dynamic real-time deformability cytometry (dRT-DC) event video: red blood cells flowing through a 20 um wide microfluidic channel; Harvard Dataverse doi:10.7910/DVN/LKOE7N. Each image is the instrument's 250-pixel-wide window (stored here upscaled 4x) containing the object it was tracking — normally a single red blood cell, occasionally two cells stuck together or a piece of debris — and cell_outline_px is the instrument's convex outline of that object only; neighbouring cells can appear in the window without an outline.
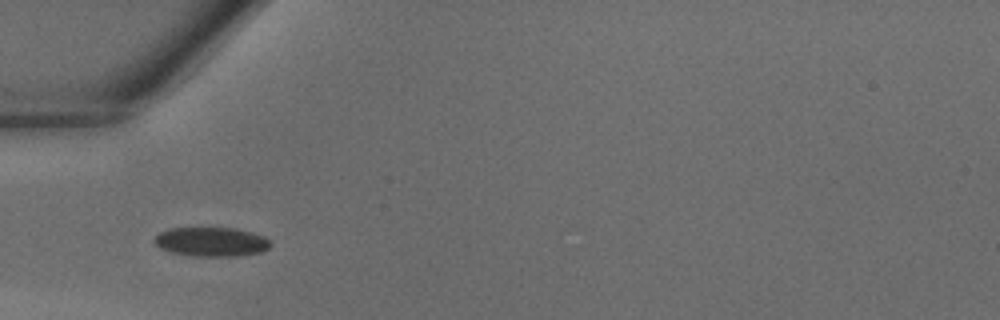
{"species": "common noctule bat (a hibernating species)", "species_latin": "Nyctalus noctula", "temperature_condition": "warm", "stored_images_in_passage": 28, "camera_frame_rate_fps": 3000, "um_per_image_px": 0.085, "animal": {"sex": "male", "body_mass_g": 18.8}, "frame": {"image": 1, "passage_image": 1, "time_ms": 0.0, "image_size_px": [1000, 320], "cell_outline_px": [[272, 244], [268, 248], [260, 252], [240, 256], [192, 256], [172, 252], [160, 248], [152, 240], [160, 232], [168, 228], [236, 228], [252, 232], [264, 236]], "centroid_in_image_um": [17.96, 20.55], "position_along_channel_um": 67.0, "area_um2": 19.83}}
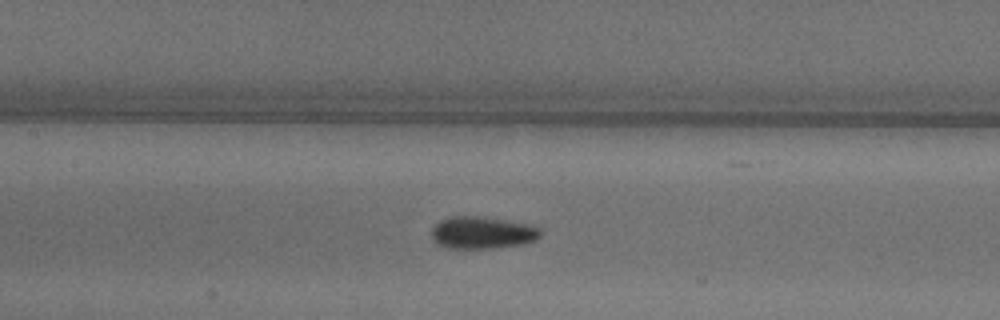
{"frame": {"image": 2, "passage_image": 7, "time_ms": 2.0, "image_size_px": [1000, 320], "cell_outline_px": [[540, 236], [536, 240], [524, 244], [496, 248], [448, 248], [436, 244], [432, 240], [432, 228], [440, 220], [452, 216], [484, 216], [528, 224], [536, 228], [540, 232]], "centroid_in_image_um": [40.96, 19.78], "position_along_channel_um": 166.4, "area_um2": 20.52}}
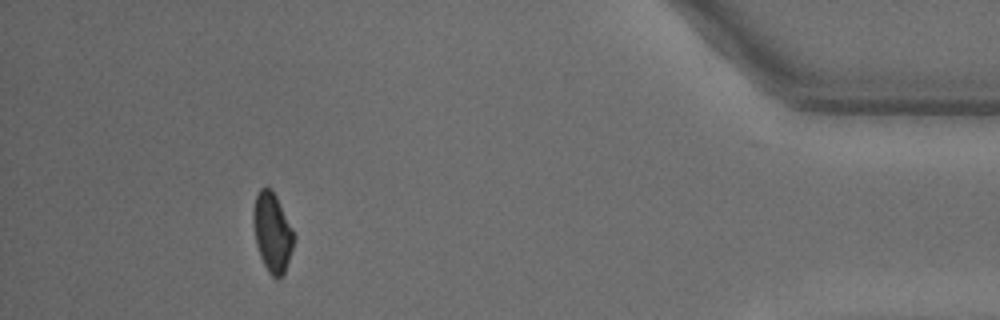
{"frame": {"image": 3, "passage_image": 25, "time_ms": 8.0, "image_size_px": [1000, 320], "cell_outline_px": [[292, 248], [284, 272], [276, 280], [268, 272], [260, 256], [256, 244], [252, 216], [252, 212], [256, 196], [260, 188], [268, 188], [276, 196], [292, 228]], "centroid_in_image_um": [23.11, 19.75], "position_along_channel_um": 412.1, "area_um2": 18.15}}